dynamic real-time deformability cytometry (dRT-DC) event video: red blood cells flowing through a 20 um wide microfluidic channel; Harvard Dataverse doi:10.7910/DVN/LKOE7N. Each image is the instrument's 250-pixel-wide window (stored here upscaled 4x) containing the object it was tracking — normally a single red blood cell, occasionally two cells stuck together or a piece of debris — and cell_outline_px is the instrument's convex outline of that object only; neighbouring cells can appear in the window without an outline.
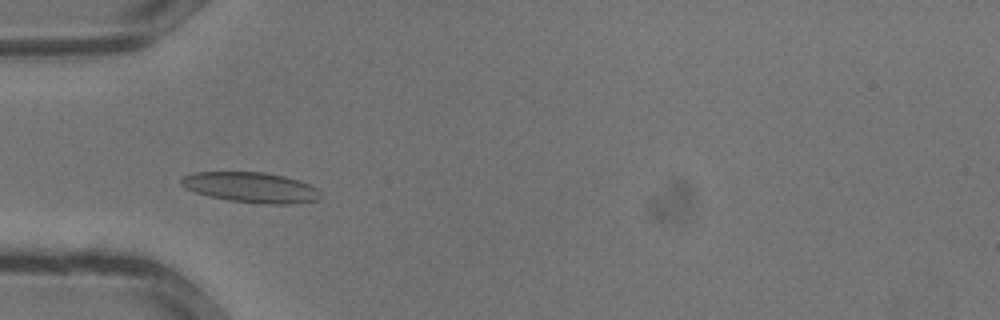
{"species": "common noctule bat (a hibernating species)", "species_latin": "Nyctalus noctula", "temperature_condition": "warm", "stored_images_in_passage": 24, "camera_frame_rate_fps": 3000, "um_per_image_px": 0.085, "animal": {"sex": "male", "body_mass_g": 13.3}, "frame": {"image": 1, "passage_image": 1, "time_ms": 0.0, "image_size_px": [1000, 320], "cell_outline_px": [[320, 200], [296, 204], [264, 204], [228, 200], [208, 196], [184, 188], [180, 184], [180, 176], [196, 172], [264, 172], [284, 176], [300, 180], [316, 188], [320, 192]], "centroid_in_image_um": [21.33, 15.93], "position_along_channel_um": 63.7, "area_um2": 24.91}}
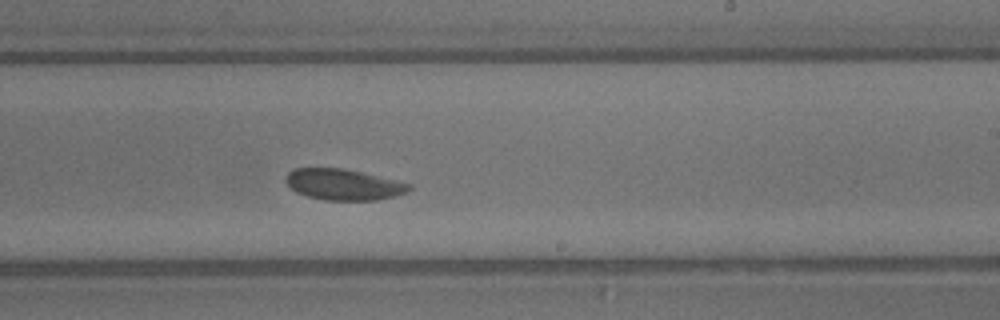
{"frame": {"image": 2, "passage_image": 11, "time_ms": 3.333, "image_size_px": [1000, 320], "cell_outline_px": [[412, 188], [408, 192], [376, 200], [324, 200], [308, 196], [296, 192], [284, 180], [284, 176], [292, 168], [344, 168], [412, 184]], "centroid_in_image_um": [29.17, 15.67], "position_along_channel_um": 259.8, "area_um2": 22.25}}
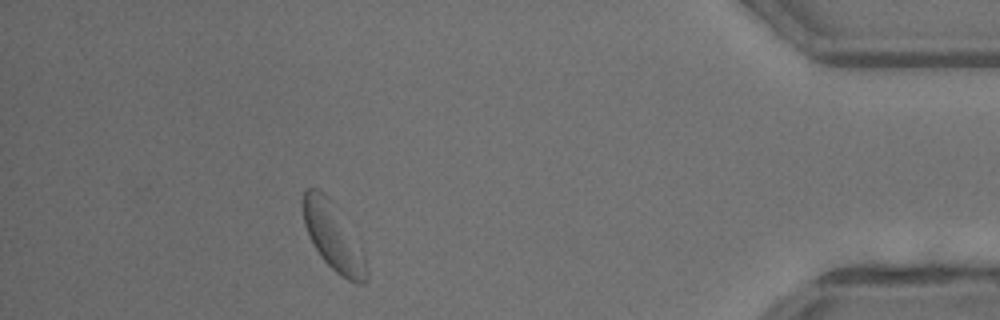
{"frame": {"image": 3, "passage_image": 21, "time_ms": 6.667, "image_size_px": [1000, 320], "cell_outline_px": [[368, 280], [364, 284], [356, 284], [340, 276], [320, 256], [304, 224], [300, 204], [300, 200], [304, 192], [308, 188], [316, 188], [324, 192], [328, 196], [364, 252], [368, 268]], "centroid_in_image_um": [28.32, 20.13], "position_along_channel_um": 406.9, "area_um2": 24.91}}